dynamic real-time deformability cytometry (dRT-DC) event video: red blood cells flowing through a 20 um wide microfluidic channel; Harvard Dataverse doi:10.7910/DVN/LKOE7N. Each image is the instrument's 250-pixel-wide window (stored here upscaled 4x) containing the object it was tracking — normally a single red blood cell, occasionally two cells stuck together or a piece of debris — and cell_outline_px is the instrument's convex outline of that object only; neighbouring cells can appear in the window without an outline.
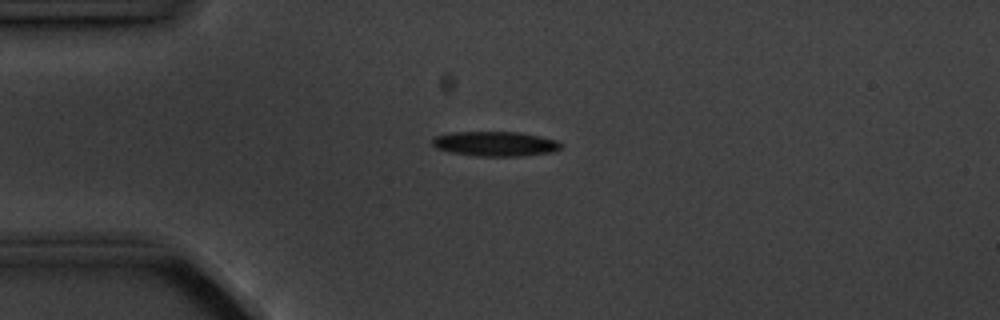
{"species": "common noctule bat (a hibernating species)", "species_latin": "Nyctalus noctula", "temperature_condition": "cold", "stored_images_in_passage": 7, "camera_frame_rate_fps": 3000, "um_per_image_px": 0.085, "animal": {"sex": "male", "body_mass_g": 20.1, "forearm_length_mm": 53.5}, "frame": {"image": 1, "passage_image": 3, "time_ms": 2.333, "image_size_px": [1000, 320], "cell_outline_px": [[564, 144], [560, 148], [552, 152], [520, 156], [476, 156], [452, 152], [436, 148], [432, 144], [432, 140], [436, 136], [452, 132], [520, 132], [540, 136], [556, 140]], "centroid_in_image_um": [42.12, 12.22], "position_along_channel_um": 42.9, "area_um2": 18.5}}
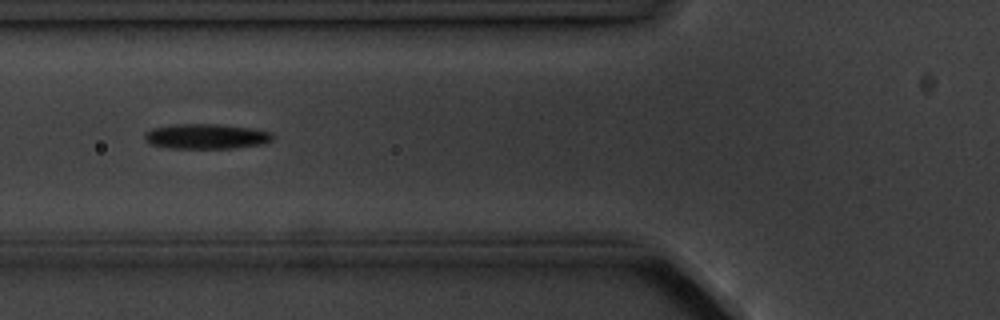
{"frame": {"image": 2, "passage_image": 5, "time_ms": 4.667, "image_size_px": [1000, 320], "cell_outline_px": [[276, 136], [272, 140], [264, 144], [232, 148], [168, 148], [152, 144], [144, 140], [144, 132], [152, 128], [172, 124], [216, 124], [252, 128], [272, 132]], "centroid_in_image_um": [17.54, 11.59], "position_along_channel_um": 108.3, "area_um2": 18.9}}